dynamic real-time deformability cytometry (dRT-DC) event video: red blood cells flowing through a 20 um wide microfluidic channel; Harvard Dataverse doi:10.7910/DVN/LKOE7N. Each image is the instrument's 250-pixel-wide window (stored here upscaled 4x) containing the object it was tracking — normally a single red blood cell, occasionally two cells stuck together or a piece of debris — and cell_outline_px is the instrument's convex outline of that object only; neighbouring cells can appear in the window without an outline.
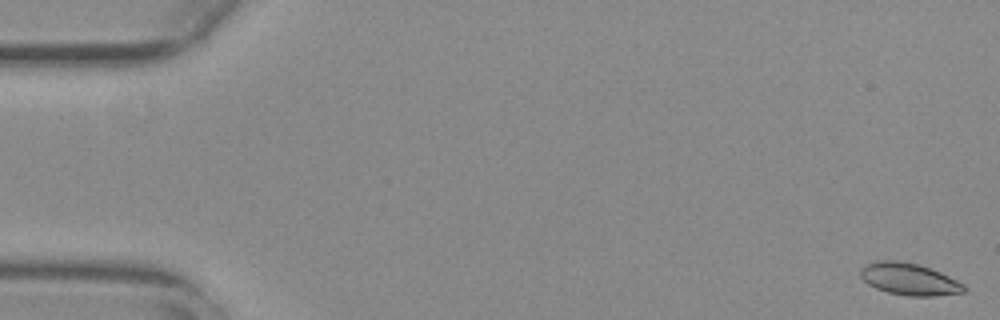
{"species": "common noctule bat (a hibernating species)", "species_latin": "Nyctalus noctula", "temperature_condition": "warm", "stored_images_in_passage": 56, "camera_frame_rate_fps": 3000, "um_per_image_px": 0.085, "animal": {"sex": "female", "body_mass_g": 29.2, "forearm_length_mm": 56.3}, "frame": {"image": 1, "passage_image": 1, "time_ms": 0.0, "image_size_px": [1000, 320], "cell_outline_px": [[968, 288], [964, 292], [932, 296], [908, 296], [888, 292], [876, 288], [868, 284], [860, 276], [860, 268], [864, 264], [880, 260], [896, 260], [920, 264], [932, 268], [964, 284]], "centroid_in_image_um": [77.27, 23.71], "position_along_channel_um": 7.7, "area_um2": 19.42}}
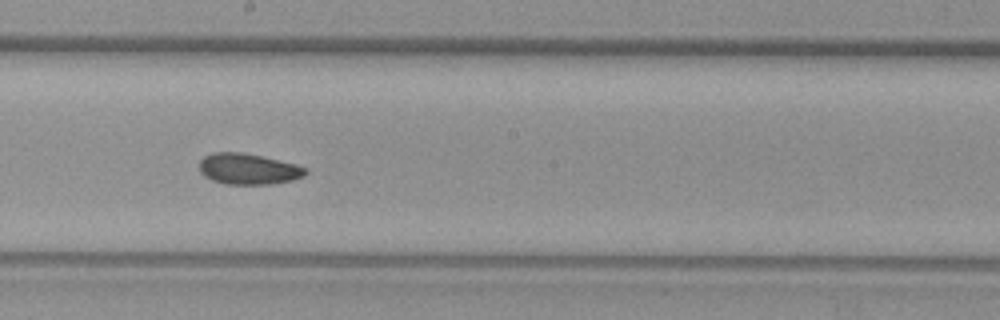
{"frame": {"image": 2, "passage_image": 31, "time_ms": 10.0, "image_size_px": [1000, 320], "cell_outline_px": [[308, 172], [304, 176], [292, 180], [272, 184], [224, 184], [212, 180], [204, 176], [200, 172], [200, 160], [204, 156], [212, 152], [244, 152], [296, 164], [308, 168]], "centroid_in_image_um": [21.11, 14.36], "position_along_channel_um": 227.1, "area_um2": 19.31}}
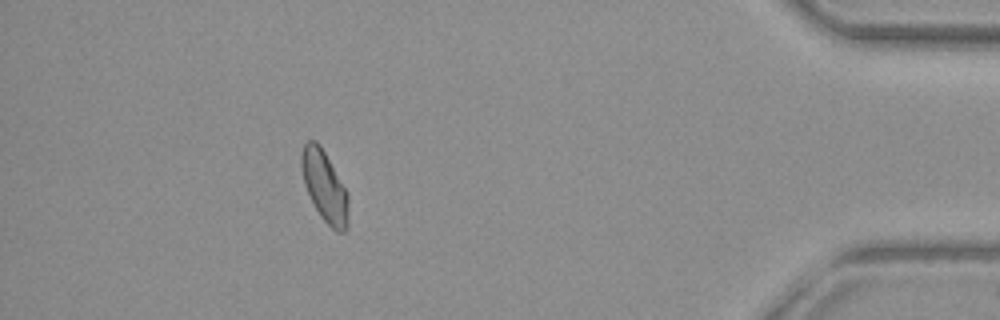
{"frame": {"image": 3, "passage_image": 50, "time_ms": 16.333, "image_size_px": [1000, 320], "cell_outline_px": [[348, 228], [344, 232], [336, 232], [320, 216], [304, 184], [300, 168], [300, 152], [304, 144], [308, 140], [316, 140], [320, 144], [344, 188], [348, 196]], "centroid_in_image_um": [27.56, 15.83], "position_along_channel_um": 407.6, "area_um2": 19.25}, "authors_computed_cell_mechanics": {"area_um2": 19.3052, "velocity_mm_per_s": 3.7402, "shape_relaxation_time_tau1_ms": 5.3743, "shape_relaxation_time_tau2_ms": 7.3724, "deformation_change_tau1": 0.0964, "deformation_change_tau2": 0.0836}}